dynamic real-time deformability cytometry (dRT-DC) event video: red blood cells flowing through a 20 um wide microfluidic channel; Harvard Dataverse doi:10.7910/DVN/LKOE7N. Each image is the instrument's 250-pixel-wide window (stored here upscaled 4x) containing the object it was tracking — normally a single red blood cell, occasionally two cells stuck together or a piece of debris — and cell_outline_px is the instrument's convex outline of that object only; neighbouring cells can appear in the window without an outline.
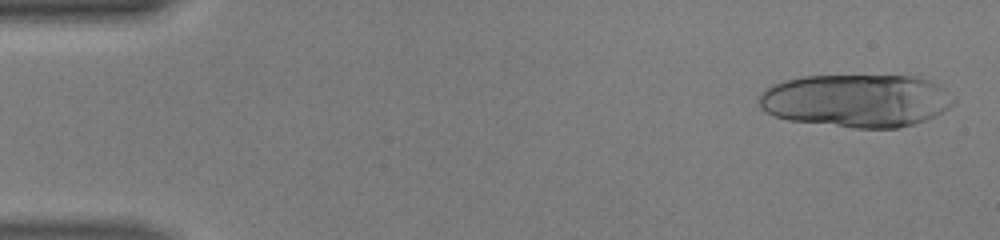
{"species": "human", "species_latin": "Homo sapiens", "temperature_condition": "warm", "stored_images_in_passage": 10, "camera_frame_rate_fps": 3000, "um_per_image_px": 0.085, "donor": {"sex": "male"}, "frame": {"image": 1, "passage_image": 2, "time_ms": 0.333, "image_size_px": [1000, 240], "cell_outline_px": [[956, 100], [948, 108], [924, 120], [912, 124], [896, 128], [852, 128], [788, 120], [772, 116], [760, 108], [760, 96], [772, 84], [784, 80], [800, 76], [916, 76], [928, 80], [944, 88], [956, 96]], "centroid_in_image_um": [72.79, 8.55], "position_along_channel_um": 12.2, "area_um2": 60.23}}